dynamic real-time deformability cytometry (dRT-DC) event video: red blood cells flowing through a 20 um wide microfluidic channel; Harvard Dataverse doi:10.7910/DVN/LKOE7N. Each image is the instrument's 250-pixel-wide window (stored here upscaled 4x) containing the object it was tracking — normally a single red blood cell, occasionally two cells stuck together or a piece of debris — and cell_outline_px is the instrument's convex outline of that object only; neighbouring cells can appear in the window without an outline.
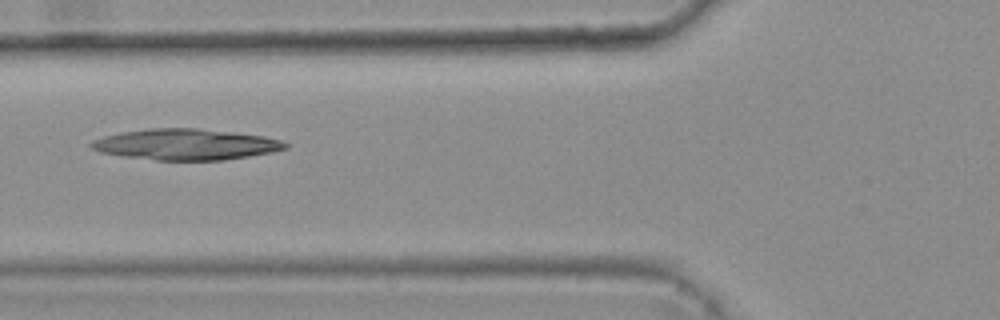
{"species": "common noctule bat (a hibernating species)", "species_latin": "Nyctalus noctula", "temperature_condition": "warm", "stored_images_in_passage": 5, "camera_frame_rate_fps": 3000, "um_per_image_px": 0.085, "animal": {"sex": "female", "body_mass_g": 25.1}, "frame": {"image": 1, "passage_image": 5, "time_ms": 1.333, "image_size_px": [1000, 320], "cell_outline_px": [[288, 148], [272, 152], [224, 160], [156, 160], [124, 156], [100, 152], [92, 148], [88, 144], [92, 140], [104, 136], [120, 132], [148, 128], [196, 128], [232, 132], [264, 136], [280, 140], [288, 144]], "centroid_in_image_um": [15.77, 12.27], "position_along_channel_um": 110.0, "area_um2": 34.97}}